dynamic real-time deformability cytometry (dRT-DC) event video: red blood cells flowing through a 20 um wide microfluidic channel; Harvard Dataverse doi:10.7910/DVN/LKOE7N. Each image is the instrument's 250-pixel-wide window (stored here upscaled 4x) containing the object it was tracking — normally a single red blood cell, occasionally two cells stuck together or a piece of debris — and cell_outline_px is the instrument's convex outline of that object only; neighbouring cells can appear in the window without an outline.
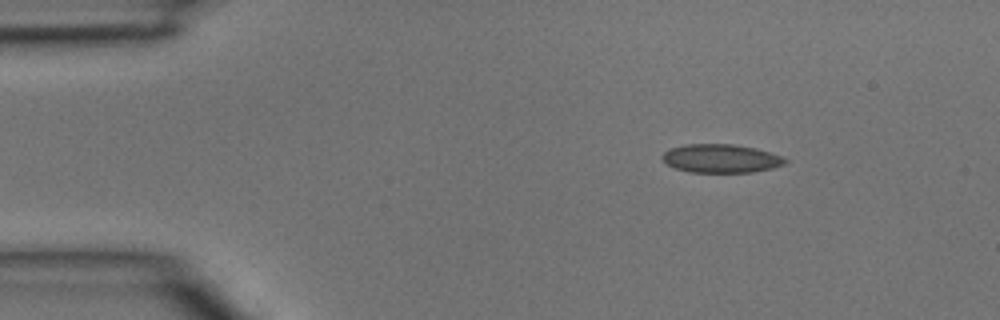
{"species": "common noctule bat (a hibernating species)", "species_latin": "Nyctalus noctula", "temperature_condition": "room temperature", "stored_images_in_passage": 3, "camera_frame_rate_fps": 3000, "um_per_image_px": 0.085, "animal": {"sex": "male", "body_mass_g": 15.6}, "frame": {"image": 1, "passage_image": 1, "time_ms": 0.0, "image_size_px": [1000, 320], "cell_outline_px": [[788, 160], [784, 164], [772, 168], [752, 172], [688, 172], [676, 168], [668, 164], [660, 156], [664, 152], [672, 148], [688, 144], [732, 144], [756, 148], [784, 156]], "centroid_in_image_um": [61.31, 13.47], "position_along_channel_um": 23.7, "area_um2": 20.35}}
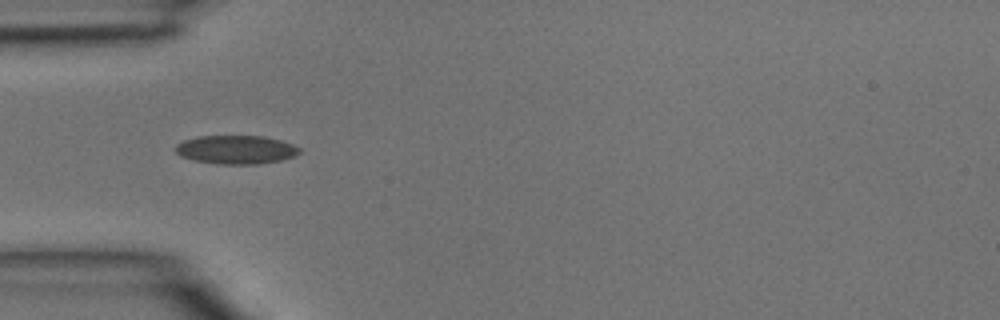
{"frame": {"image": 2, "passage_image": 3, "time_ms": 0.667, "image_size_px": [1000, 320], "cell_outline_px": [[300, 152], [296, 156], [280, 160], [256, 164], [220, 164], [196, 160], [180, 156], [176, 152], [176, 144], [184, 140], [200, 136], [264, 136], [280, 140], [292, 144], [300, 148]], "centroid_in_image_um": [20.08, 12.71], "position_along_channel_um": 64.9, "area_um2": 20.52}}